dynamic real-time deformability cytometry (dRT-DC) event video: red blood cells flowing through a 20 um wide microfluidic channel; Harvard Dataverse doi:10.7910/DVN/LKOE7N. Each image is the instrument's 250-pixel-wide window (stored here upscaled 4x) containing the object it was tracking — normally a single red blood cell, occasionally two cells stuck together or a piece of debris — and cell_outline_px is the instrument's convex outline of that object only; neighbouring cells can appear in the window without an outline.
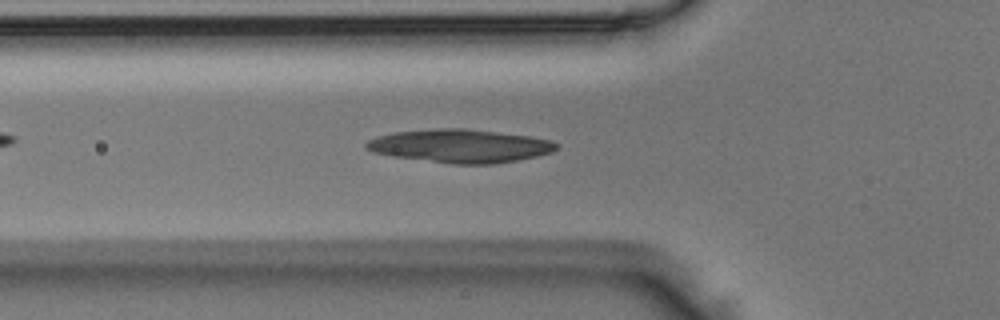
{"species": "Egyptian fruit bat (a non-hibernating species)", "species_latin": "Rousettus aegyptiacus", "temperature_condition": "room temperature", "stored_images_in_passage": 46, "camera_frame_rate_fps": 3000, "um_per_image_px": 0.085, "animal": {"sex": "male"}, "frame": {"image": 1, "passage_image": 14, "time_ms": 4.333, "image_size_px": [1000, 320], "cell_outline_px": [[560, 144], [552, 152], [536, 156], [516, 160], [492, 164], [452, 164], [392, 156], [376, 152], [364, 148], [364, 144], [368, 140], [380, 136], [396, 132], [440, 128], [464, 128], [532, 136], [552, 140]], "centroid_in_image_um": [39.15, 12.4], "position_along_channel_um": 86.6, "area_um2": 36.76}}
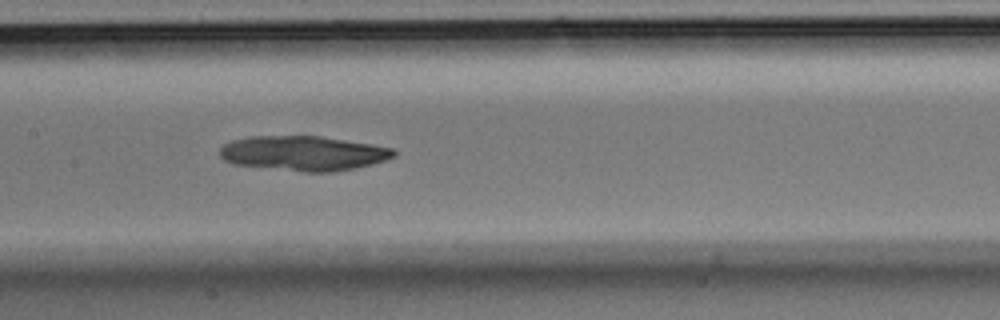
{"frame": {"image": 2, "passage_image": 21, "time_ms": 6.667, "image_size_px": [1000, 320], "cell_outline_px": [[396, 156], [384, 160], [352, 168], [332, 172], [304, 172], [232, 164], [224, 160], [220, 156], [220, 148], [224, 144], [232, 140], [252, 136], [320, 136], [372, 144], [396, 148]], "centroid_in_image_um": [25.78, 13.02], "position_along_channel_um": 181.6, "area_um2": 35.2}}
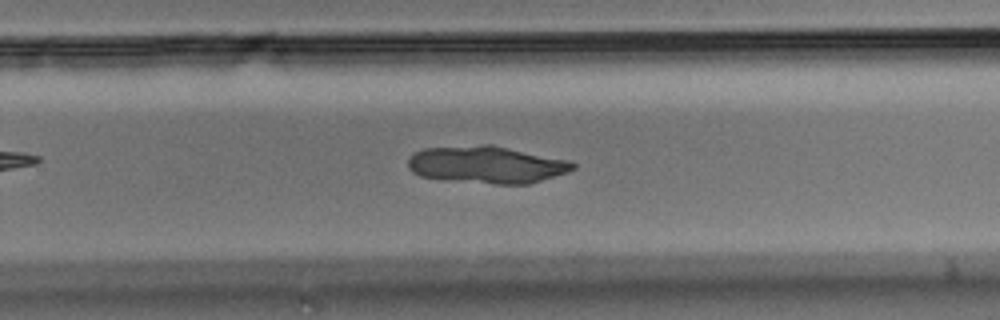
{"frame": {"image": 3, "passage_image": 29, "time_ms": 9.333, "image_size_px": [1000, 320], "cell_outline_px": [[576, 168], [568, 172], [528, 184], [496, 184], [420, 176], [412, 172], [408, 168], [408, 160], [412, 152], [424, 148], [484, 144], [492, 144], [572, 160], [576, 164]], "centroid_in_image_um": [41.41, 13.97], "position_along_channel_um": 288.4, "area_um2": 35.95}}